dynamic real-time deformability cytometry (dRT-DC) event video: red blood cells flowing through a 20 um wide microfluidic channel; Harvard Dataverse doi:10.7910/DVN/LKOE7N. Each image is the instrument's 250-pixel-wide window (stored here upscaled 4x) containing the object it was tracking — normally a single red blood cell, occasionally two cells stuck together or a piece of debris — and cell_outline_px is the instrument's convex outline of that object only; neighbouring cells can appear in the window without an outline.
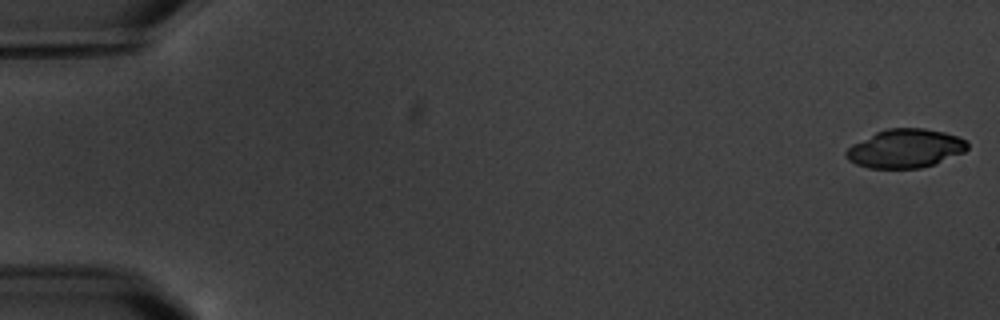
{"species": "common noctule bat (a hibernating species)", "species_latin": "Nyctalus noctula", "temperature_condition": "warm", "stored_images_in_passage": 6, "camera_frame_rate_fps": 3000, "um_per_image_px": 0.085, "animal": {"sex": "male", "body_mass_g": 20.1, "forearm_length_mm": 53.5}, "frame": {"image": 1, "passage_image": 1, "time_ms": 0.0, "image_size_px": [1000, 320], "cell_outline_px": [[968, 148], [964, 152], [936, 164], [920, 168], [868, 168], [856, 164], [848, 160], [844, 156], [844, 152], [852, 144], [876, 132], [888, 128], [924, 128], [944, 132], [968, 140]], "centroid_in_image_um": [76.95, 12.62], "position_along_channel_um": 8.1, "area_um2": 27.51}}
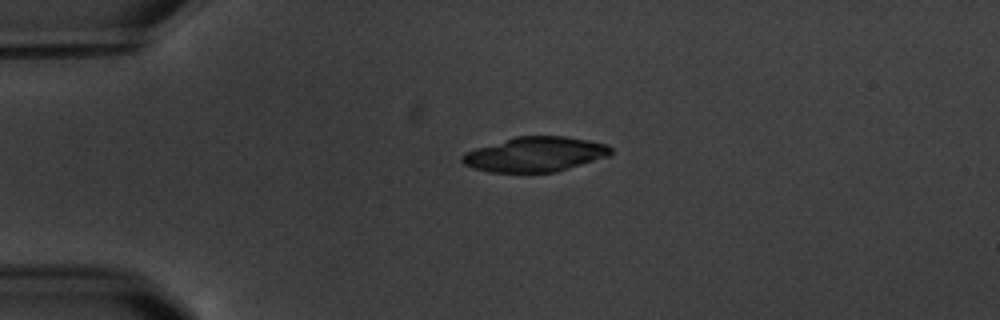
{"frame": {"image": 2, "passage_image": 5, "time_ms": 4.333, "image_size_px": [1000, 320], "cell_outline_px": [[612, 156], [556, 172], [488, 172], [472, 168], [464, 164], [460, 160], [460, 156], [464, 152], [476, 148], [516, 136], [564, 136], [588, 140], [608, 144], [612, 148]], "centroid_in_image_um": [45.51, 13.12], "position_along_channel_um": 39.5, "area_um2": 30.46}}